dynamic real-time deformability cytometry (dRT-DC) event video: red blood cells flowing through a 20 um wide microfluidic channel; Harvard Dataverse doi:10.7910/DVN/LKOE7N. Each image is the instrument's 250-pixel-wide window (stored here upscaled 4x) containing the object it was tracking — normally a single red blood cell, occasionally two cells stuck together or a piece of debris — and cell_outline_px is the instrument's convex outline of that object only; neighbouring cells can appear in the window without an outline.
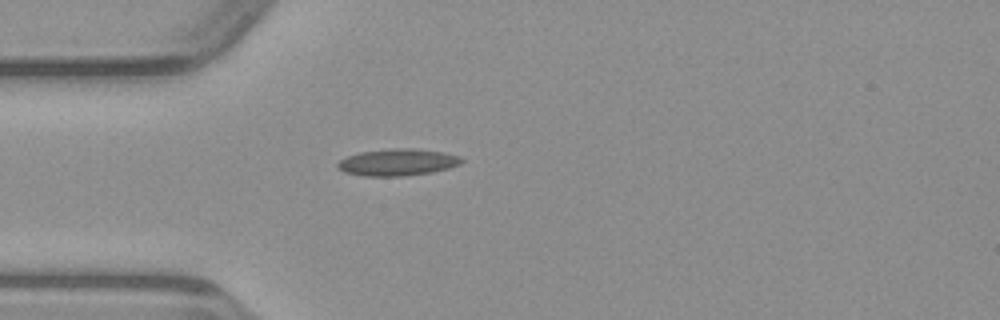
{"species": "common noctule bat (a hibernating species)", "species_latin": "Nyctalus noctula", "temperature_condition": "warm", "stored_images_in_passage": 37, "camera_frame_rate_fps": 3000, "um_per_image_px": 0.085, "animal": {"sex": "male", "body_mass_g": 23.1, "forearm_length_mm": 52.7}, "frame": {"image": 1, "passage_image": 1, "time_ms": 0.0, "image_size_px": [1000, 320], "cell_outline_px": [[464, 160], [460, 164], [448, 168], [432, 172], [400, 176], [364, 176], [344, 172], [336, 168], [336, 164], [340, 160], [348, 156], [360, 152], [392, 148], [416, 148], [444, 152], [460, 156]], "centroid_in_image_um": [33.79, 13.78], "position_along_channel_um": 51.2, "area_um2": 19.48}}
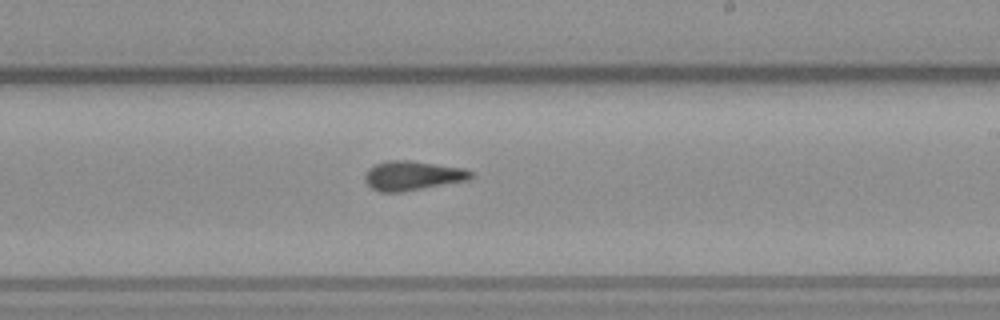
{"frame": {"image": 2, "passage_image": 16, "time_ms": 5.0, "image_size_px": [1000, 320], "cell_outline_px": [[476, 176], [468, 180], [400, 192], [380, 192], [372, 188], [364, 180], [364, 176], [368, 168], [376, 164], [388, 160], [412, 160], [464, 168], [476, 172]], "centroid_in_image_um": [35.1, 14.91], "position_along_channel_um": 253.9, "area_um2": 18.32}}
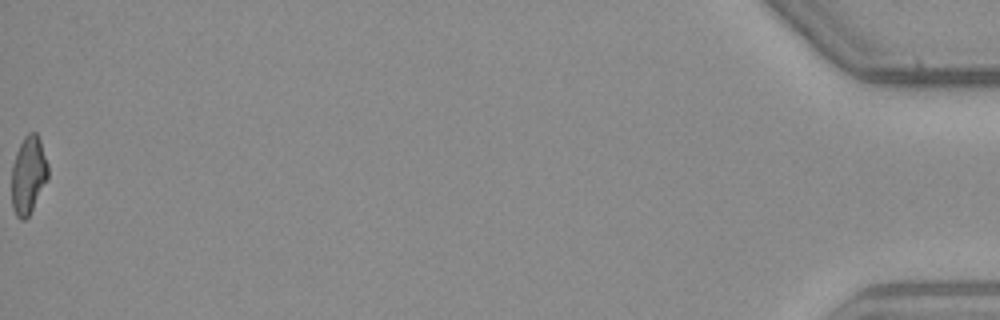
{"frame": {"image": 3, "passage_image": 37, "time_ms": 12.0, "image_size_px": [1000, 320], "cell_outline_px": [[48, 180], [28, 216], [24, 220], [20, 220], [16, 216], [12, 208], [12, 164], [16, 152], [24, 136], [28, 132], [36, 132], [40, 140], [48, 164]], "centroid_in_image_um": [2.41, 14.87], "position_along_channel_um": 432.8, "area_um2": 16.59}}